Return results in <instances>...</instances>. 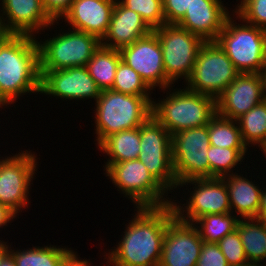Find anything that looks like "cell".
<instances>
[{
  "mask_svg": "<svg viewBox=\"0 0 266 266\" xmlns=\"http://www.w3.org/2000/svg\"><path fill=\"white\" fill-rule=\"evenodd\" d=\"M117 248L108 253L113 266H158L167 225L176 217L172 204L140 207ZM111 253V254H110Z\"/></svg>",
  "mask_w": 266,
  "mask_h": 266,
  "instance_id": "cell-1",
  "label": "cell"
},
{
  "mask_svg": "<svg viewBox=\"0 0 266 266\" xmlns=\"http://www.w3.org/2000/svg\"><path fill=\"white\" fill-rule=\"evenodd\" d=\"M39 47L31 35L8 34L0 42V97L11 104L24 93L40 92Z\"/></svg>",
  "mask_w": 266,
  "mask_h": 266,
  "instance_id": "cell-2",
  "label": "cell"
},
{
  "mask_svg": "<svg viewBox=\"0 0 266 266\" xmlns=\"http://www.w3.org/2000/svg\"><path fill=\"white\" fill-rule=\"evenodd\" d=\"M95 101L98 145L109 135L140 127L152 116L153 101L149 97L104 90Z\"/></svg>",
  "mask_w": 266,
  "mask_h": 266,
  "instance_id": "cell-3",
  "label": "cell"
},
{
  "mask_svg": "<svg viewBox=\"0 0 266 266\" xmlns=\"http://www.w3.org/2000/svg\"><path fill=\"white\" fill-rule=\"evenodd\" d=\"M216 115V99L188 88L152 103V116L171 134L209 124Z\"/></svg>",
  "mask_w": 266,
  "mask_h": 266,
  "instance_id": "cell-4",
  "label": "cell"
},
{
  "mask_svg": "<svg viewBox=\"0 0 266 266\" xmlns=\"http://www.w3.org/2000/svg\"><path fill=\"white\" fill-rule=\"evenodd\" d=\"M236 25L229 16L216 42L241 73H260L266 66V30L246 23Z\"/></svg>",
  "mask_w": 266,
  "mask_h": 266,
  "instance_id": "cell-5",
  "label": "cell"
},
{
  "mask_svg": "<svg viewBox=\"0 0 266 266\" xmlns=\"http://www.w3.org/2000/svg\"><path fill=\"white\" fill-rule=\"evenodd\" d=\"M239 74L219 44L207 41L198 52L186 88L216 99Z\"/></svg>",
  "mask_w": 266,
  "mask_h": 266,
  "instance_id": "cell-6",
  "label": "cell"
},
{
  "mask_svg": "<svg viewBox=\"0 0 266 266\" xmlns=\"http://www.w3.org/2000/svg\"><path fill=\"white\" fill-rule=\"evenodd\" d=\"M37 42L39 47L40 71L61 70L86 66L101 45L95 35L74 30Z\"/></svg>",
  "mask_w": 266,
  "mask_h": 266,
  "instance_id": "cell-7",
  "label": "cell"
},
{
  "mask_svg": "<svg viewBox=\"0 0 266 266\" xmlns=\"http://www.w3.org/2000/svg\"><path fill=\"white\" fill-rule=\"evenodd\" d=\"M106 174L125 196L140 207H162L172 204L163 198L166 189L152 176L139 159L107 163ZM166 199V200H164Z\"/></svg>",
  "mask_w": 266,
  "mask_h": 266,
  "instance_id": "cell-8",
  "label": "cell"
},
{
  "mask_svg": "<svg viewBox=\"0 0 266 266\" xmlns=\"http://www.w3.org/2000/svg\"><path fill=\"white\" fill-rule=\"evenodd\" d=\"M153 31L162 47L167 88L180 77L187 81L205 41L176 24H164Z\"/></svg>",
  "mask_w": 266,
  "mask_h": 266,
  "instance_id": "cell-9",
  "label": "cell"
},
{
  "mask_svg": "<svg viewBox=\"0 0 266 266\" xmlns=\"http://www.w3.org/2000/svg\"><path fill=\"white\" fill-rule=\"evenodd\" d=\"M208 124L179 131L172 135V164L177 183L209 178L210 147Z\"/></svg>",
  "mask_w": 266,
  "mask_h": 266,
  "instance_id": "cell-10",
  "label": "cell"
},
{
  "mask_svg": "<svg viewBox=\"0 0 266 266\" xmlns=\"http://www.w3.org/2000/svg\"><path fill=\"white\" fill-rule=\"evenodd\" d=\"M140 147L137 159L167 192L179 187L172 164V135L153 116L140 126Z\"/></svg>",
  "mask_w": 266,
  "mask_h": 266,
  "instance_id": "cell-11",
  "label": "cell"
},
{
  "mask_svg": "<svg viewBox=\"0 0 266 266\" xmlns=\"http://www.w3.org/2000/svg\"><path fill=\"white\" fill-rule=\"evenodd\" d=\"M187 183L197 184H194L195 189L192 191V196L189 197L188 205L185 208L186 211L183 210V207L177 206L176 203L172 201L175 216L180 221L193 224L198 218L204 215L231 212L228 191L223 178L190 179L178 185L183 186V184L186 185ZM184 211L185 213L188 211L185 214L187 216L184 215Z\"/></svg>",
  "mask_w": 266,
  "mask_h": 266,
  "instance_id": "cell-12",
  "label": "cell"
},
{
  "mask_svg": "<svg viewBox=\"0 0 266 266\" xmlns=\"http://www.w3.org/2000/svg\"><path fill=\"white\" fill-rule=\"evenodd\" d=\"M34 154L26 151L0 160V203L15 214L27 206L30 182L36 171Z\"/></svg>",
  "mask_w": 266,
  "mask_h": 266,
  "instance_id": "cell-13",
  "label": "cell"
},
{
  "mask_svg": "<svg viewBox=\"0 0 266 266\" xmlns=\"http://www.w3.org/2000/svg\"><path fill=\"white\" fill-rule=\"evenodd\" d=\"M119 52L121 61L134 69L151 89L158 85L163 90L167 88L162 47L154 31Z\"/></svg>",
  "mask_w": 266,
  "mask_h": 266,
  "instance_id": "cell-14",
  "label": "cell"
},
{
  "mask_svg": "<svg viewBox=\"0 0 266 266\" xmlns=\"http://www.w3.org/2000/svg\"><path fill=\"white\" fill-rule=\"evenodd\" d=\"M195 226L177 217L167 225L158 266H196L203 240Z\"/></svg>",
  "mask_w": 266,
  "mask_h": 266,
  "instance_id": "cell-15",
  "label": "cell"
},
{
  "mask_svg": "<svg viewBox=\"0 0 266 266\" xmlns=\"http://www.w3.org/2000/svg\"><path fill=\"white\" fill-rule=\"evenodd\" d=\"M40 93L70 100L97 98L101 90L90 76L86 66L61 70L40 71Z\"/></svg>",
  "mask_w": 266,
  "mask_h": 266,
  "instance_id": "cell-16",
  "label": "cell"
},
{
  "mask_svg": "<svg viewBox=\"0 0 266 266\" xmlns=\"http://www.w3.org/2000/svg\"><path fill=\"white\" fill-rule=\"evenodd\" d=\"M264 101L259 73H241L216 98V114L236 120Z\"/></svg>",
  "mask_w": 266,
  "mask_h": 266,
  "instance_id": "cell-17",
  "label": "cell"
},
{
  "mask_svg": "<svg viewBox=\"0 0 266 266\" xmlns=\"http://www.w3.org/2000/svg\"><path fill=\"white\" fill-rule=\"evenodd\" d=\"M221 0H192L184 17L176 24L202 38L216 41L230 16Z\"/></svg>",
  "mask_w": 266,
  "mask_h": 266,
  "instance_id": "cell-18",
  "label": "cell"
},
{
  "mask_svg": "<svg viewBox=\"0 0 266 266\" xmlns=\"http://www.w3.org/2000/svg\"><path fill=\"white\" fill-rule=\"evenodd\" d=\"M2 2V11L7 15V20L2 16L0 18L3 19V26L8 34L33 36L32 32L54 25L53 23L57 21L48 15L41 0H2Z\"/></svg>",
  "mask_w": 266,
  "mask_h": 266,
  "instance_id": "cell-19",
  "label": "cell"
},
{
  "mask_svg": "<svg viewBox=\"0 0 266 266\" xmlns=\"http://www.w3.org/2000/svg\"><path fill=\"white\" fill-rule=\"evenodd\" d=\"M116 0H73L63 18L74 30L95 35L100 40L107 34Z\"/></svg>",
  "mask_w": 266,
  "mask_h": 266,
  "instance_id": "cell-20",
  "label": "cell"
},
{
  "mask_svg": "<svg viewBox=\"0 0 266 266\" xmlns=\"http://www.w3.org/2000/svg\"><path fill=\"white\" fill-rule=\"evenodd\" d=\"M116 1L109 29L101 40V45L114 50H120L148 35L153 30L138 13L125 7L120 0Z\"/></svg>",
  "mask_w": 266,
  "mask_h": 266,
  "instance_id": "cell-21",
  "label": "cell"
},
{
  "mask_svg": "<svg viewBox=\"0 0 266 266\" xmlns=\"http://www.w3.org/2000/svg\"><path fill=\"white\" fill-rule=\"evenodd\" d=\"M227 176L222 178L227 187L231 211L235 209V212H238L237 215H241L246 220L249 218L258 219L262 190L255 186L252 181L240 175L234 173V175L229 174Z\"/></svg>",
  "mask_w": 266,
  "mask_h": 266,
  "instance_id": "cell-22",
  "label": "cell"
},
{
  "mask_svg": "<svg viewBox=\"0 0 266 266\" xmlns=\"http://www.w3.org/2000/svg\"><path fill=\"white\" fill-rule=\"evenodd\" d=\"M111 159L107 163L136 160L141 151L140 127L126 129L106 137L98 146Z\"/></svg>",
  "mask_w": 266,
  "mask_h": 266,
  "instance_id": "cell-23",
  "label": "cell"
},
{
  "mask_svg": "<svg viewBox=\"0 0 266 266\" xmlns=\"http://www.w3.org/2000/svg\"><path fill=\"white\" fill-rule=\"evenodd\" d=\"M236 230L249 263L259 264L258 262L266 259V221L249 218L247 222L239 219Z\"/></svg>",
  "mask_w": 266,
  "mask_h": 266,
  "instance_id": "cell-24",
  "label": "cell"
},
{
  "mask_svg": "<svg viewBox=\"0 0 266 266\" xmlns=\"http://www.w3.org/2000/svg\"><path fill=\"white\" fill-rule=\"evenodd\" d=\"M120 61L119 50L100 45L93 57L87 62L86 68L101 91L112 89Z\"/></svg>",
  "mask_w": 266,
  "mask_h": 266,
  "instance_id": "cell-25",
  "label": "cell"
},
{
  "mask_svg": "<svg viewBox=\"0 0 266 266\" xmlns=\"http://www.w3.org/2000/svg\"><path fill=\"white\" fill-rule=\"evenodd\" d=\"M9 253L13 256L16 266H66L74 252L66 248L44 246L16 252L11 249Z\"/></svg>",
  "mask_w": 266,
  "mask_h": 266,
  "instance_id": "cell-26",
  "label": "cell"
},
{
  "mask_svg": "<svg viewBox=\"0 0 266 266\" xmlns=\"http://www.w3.org/2000/svg\"><path fill=\"white\" fill-rule=\"evenodd\" d=\"M241 132L243 142L249 144H259L263 147L266 144V102L254 106L247 113L236 119Z\"/></svg>",
  "mask_w": 266,
  "mask_h": 266,
  "instance_id": "cell-27",
  "label": "cell"
},
{
  "mask_svg": "<svg viewBox=\"0 0 266 266\" xmlns=\"http://www.w3.org/2000/svg\"><path fill=\"white\" fill-rule=\"evenodd\" d=\"M236 123V120L216 114L208 124L210 144L222 148H247Z\"/></svg>",
  "mask_w": 266,
  "mask_h": 266,
  "instance_id": "cell-28",
  "label": "cell"
},
{
  "mask_svg": "<svg viewBox=\"0 0 266 266\" xmlns=\"http://www.w3.org/2000/svg\"><path fill=\"white\" fill-rule=\"evenodd\" d=\"M239 217L231 213H219L204 215L198 218L195 223L201 224L198 231L203 242L218 243L226 235L232 233L237 226Z\"/></svg>",
  "mask_w": 266,
  "mask_h": 266,
  "instance_id": "cell-29",
  "label": "cell"
},
{
  "mask_svg": "<svg viewBox=\"0 0 266 266\" xmlns=\"http://www.w3.org/2000/svg\"><path fill=\"white\" fill-rule=\"evenodd\" d=\"M247 148H222L210 145L207 158L209 161V178H222L229 175L245 156Z\"/></svg>",
  "mask_w": 266,
  "mask_h": 266,
  "instance_id": "cell-30",
  "label": "cell"
},
{
  "mask_svg": "<svg viewBox=\"0 0 266 266\" xmlns=\"http://www.w3.org/2000/svg\"><path fill=\"white\" fill-rule=\"evenodd\" d=\"M111 90L129 95L149 97L150 92L147 93V91L152 89L134 69L120 61Z\"/></svg>",
  "mask_w": 266,
  "mask_h": 266,
  "instance_id": "cell-31",
  "label": "cell"
},
{
  "mask_svg": "<svg viewBox=\"0 0 266 266\" xmlns=\"http://www.w3.org/2000/svg\"><path fill=\"white\" fill-rule=\"evenodd\" d=\"M121 3L138 13L152 30L165 24L162 0H121Z\"/></svg>",
  "mask_w": 266,
  "mask_h": 266,
  "instance_id": "cell-32",
  "label": "cell"
},
{
  "mask_svg": "<svg viewBox=\"0 0 266 266\" xmlns=\"http://www.w3.org/2000/svg\"><path fill=\"white\" fill-rule=\"evenodd\" d=\"M235 13L243 22L266 30V0H241Z\"/></svg>",
  "mask_w": 266,
  "mask_h": 266,
  "instance_id": "cell-33",
  "label": "cell"
},
{
  "mask_svg": "<svg viewBox=\"0 0 266 266\" xmlns=\"http://www.w3.org/2000/svg\"><path fill=\"white\" fill-rule=\"evenodd\" d=\"M217 244L229 266H241L249 263L240 235L236 229L222 238Z\"/></svg>",
  "mask_w": 266,
  "mask_h": 266,
  "instance_id": "cell-34",
  "label": "cell"
},
{
  "mask_svg": "<svg viewBox=\"0 0 266 266\" xmlns=\"http://www.w3.org/2000/svg\"><path fill=\"white\" fill-rule=\"evenodd\" d=\"M196 266H229L217 243H202Z\"/></svg>",
  "mask_w": 266,
  "mask_h": 266,
  "instance_id": "cell-35",
  "label": "cell"
},
{
  "mask_svg": "<svg viewBox=\"0 0 266 266\" xmlns=\"http://www.w3.org/2000/svg\"><path fill=\"white\" fill-rule=\"evenodd\" d=\"M192 0H162L165 24H177L189 9Z\"/></svg>",
  "mask_w": 266,
  "mask_h": 266,
  "instance_id": "cell-36",
  "label": "cell"
},
{
  "mask_svg": "<svg viewBox=\"0 0 266 266\" xmlns=\"http://www.w3.org/2000/svg\"><path fill=\"white\" fill-rule=\"evenodd\" d=\"M73 0H41L45 11L53 20L62 18L63 14L70 8Z\"/></svg>",
  "mask_w": 266,
  "mask_h": 266,
  "instance_id": "cell-37",
  "label": "cell"
},
{
  "mask_svg": "<svg viewBox=\"0 0 266 266\" xmlns=\"http://www.w3.org/2000/svg\"><path fill=\"white\" fill-rule=\"evenodd\" d=\"M15 217L16 214L12 210L0 203V227L6 226V224Z\"/></svg>",
  "mask_w": 266,
  "mask_h": 266,
  "instance_id": "cell-38",
  "label": "cell"
},
{
  "mask_svg": "<svg viewBox=\"0 0 266 266\" xmlns=\"http://www.w3.org/2000/svg\"><path fill=\"white\" fill-rule=\"evenodd\" d=\"M258 219L266 221V189L261 193Z\"/></svg>",
  "mask_w": 266,
  "mask_h": 266,
  "instance_id": "cell-39",
  "label": "cell"
},
{
  "mask_svg": "<svg viewBox=\"0 0 266 266\" xmlns=\"http://www.w3.org/2000/svg\"><path fill=\"white\" fill-rule=\"evenodd\" d=\"M88 260H80L75 253L68 259L66 266H90Z\"/></svg>",
  "mask_w": 266,
  "mask_h": 266,
  "instance_id": "cell-40",
  "label": "cell"
},
{
  "mask_svg": "<svg viewBox=\"0 0 266 266\" xmlns=\"http://www.w3.org/2000/svg\"><path fill=\"white\" fill-rule=\"evenodd\" d=\"M0 266H16L15 260L9 252L0 261Z\"/></svg>",
  "mask_w": 266,
  "mask_h": 266,
  "instance_id": "cell-41",
  "label": "cell"
},
{
  "mask_svg": "<svg viewBox=\"0 0 266 266\" xmlns=\"http://www.w3.org/2000/svg\"><path fill=\"white\" fill-rule=\"evenodd\" d=\"M259 74L262 82L263 97L264 101L266 102V66L261 70Z\"/></svg>",
  "mask_w": 266,
  "mask_h": 266,
  "instance_id": "cell-42",
  "label": "cell"
},
{
  "mask_svg": "<svg viewBox=\"0 0 266 266\" xmlns=\"http://www.w3.org/2000/svg\"><path fill=\"white\" fill-rule=\"evenodd\" d=\"M9 252L8 245L0 240V261Z\"/></svg>",
  "mask_w": 266,
  "mask_h": 266,
  "instance_id": "cell-43",
  "label": "cell"
},
{
  "mask_svg": "<svg viewBox=\"0 0 266 266\" xmlns=\"http://www.w3.org/2000/svg\"><path fill=\"white\" fill-rule=\"evenodd\" d=\"M8 33L6 32V30L4 29V26H3V22H2V19L0 18V42L2 41V39L7 36Z\"/></svg>",
  "mask_w": 266,
  "mask_h": 266,
  "instance_id": "cell-44",
  "label": "cell"
},
{
  "mask_svg": "<svg viewBox=\"0 0 266 266\" xmlns=\"http://www.w3.org/2000/svg\"><path fill=\"white\" fill-rule=\"evenodd\" d=\"M241 266H262L261 264H255V263H247L245 265H241Z\"/></svg>",
  "mask_w": 266,
  "mask_h": 266,
  "instance_id": "cell-45",
  "label": "cell"
},
{
  "mask_svg": "<svg viewBox=\"0 0 266 266\" xmlns=\"http://www.w3.org/2000/svg\"><path fill=\"white\" fill-rule=\"evenodd\" d=\"M7 106V103L0 97V106H3L5 105Z\"/></svg>",
  "mask_w": 266,
  "mask_h": 266,
  "instance_id": "cell-46",
  "label": "cell"
},
{
  "mask_svg": "<svg viewBox=\"0 0 266 266\" xmlns=\"http://www.w3.org/2000/svg\"><path fill=\"white\" fill-rule=\"evenodd\" d=\"M261 151H263L264 154H265V156H266V144L262 147V150Z\"/></svg>",
  "mask_w": 266,
  "mask_h": 266,
  "instance_id": "cell-47",
  "label": "cell"
}]
</instances>
